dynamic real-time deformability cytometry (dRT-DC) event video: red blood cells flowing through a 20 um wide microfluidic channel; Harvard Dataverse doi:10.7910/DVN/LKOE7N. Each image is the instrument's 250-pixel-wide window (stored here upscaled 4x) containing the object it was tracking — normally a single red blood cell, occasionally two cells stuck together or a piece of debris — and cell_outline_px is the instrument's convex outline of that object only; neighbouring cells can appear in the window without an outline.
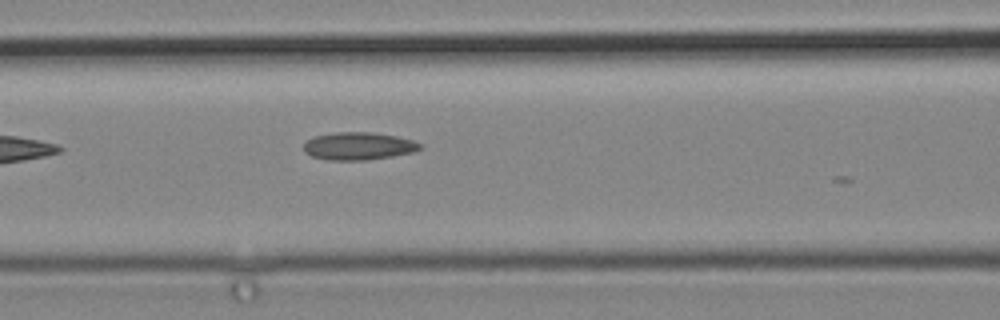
{"species": "common noctule bat (a hibernating species)", "species_latin": "Nyctalus noctula", "temperature_condition": "cold", "stored_images_in_passage": 6, "camera_frame_rate_fps": 3000, "um_per_image_px": 0.085, "animal": {"sex": "male", "body_mass_g": 19.2, "forearm_length_mm": 51.8}, "frame": {"image": 1, "passage_image": 5, "time_ms": 1.333, "image_size_px": [1000, 320], "cell_outline_px": [[424, 148], [416, 152], [392, 156], [364, 160], [328, 160], [312, 156], [304, 152], [304, 144], [308, 140], [316, 136], [336, 132], [368, 132], [396, 136], [412, 140], [424, 144]], "centroid_in_image_um": [30.53, 12.42], "position_along_channel_um": 136.1, "area_um2": 18.79}}